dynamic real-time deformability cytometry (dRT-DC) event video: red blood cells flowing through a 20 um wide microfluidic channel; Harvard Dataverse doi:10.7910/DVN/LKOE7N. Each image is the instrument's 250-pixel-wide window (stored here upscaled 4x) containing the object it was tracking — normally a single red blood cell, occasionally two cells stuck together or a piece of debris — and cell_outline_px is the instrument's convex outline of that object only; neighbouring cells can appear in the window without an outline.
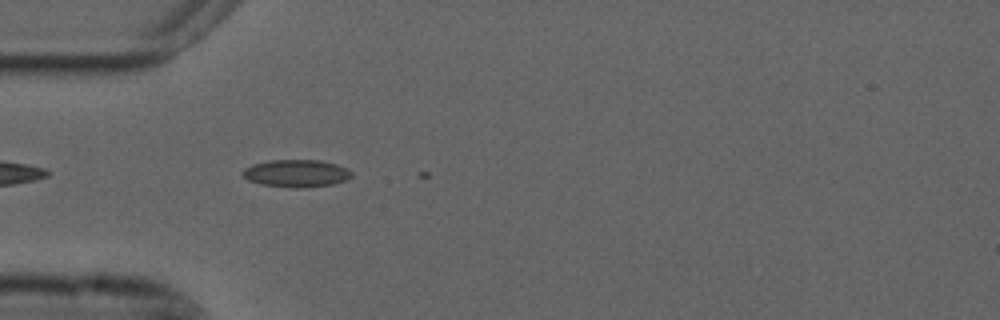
{"species": "common noctule bat (a hibernating species)", "species_latin": "Nyctalus noctula", "temperature_condition": "cold", "stored_images_in_passage": 7, "camera_frame_rate_fps": 3000, "um_per_image_px": 0.085, "animal": {"sex": "male", "forearm_length_mm": 52.5}, "frame": {"image": 1, "passage_image": 3, "time_ms": 0.667, "image_size_px": [1000, 320], "cell_outline_px": [[352, 176], [344, 180], [332, 184], [308, 188], [292, 188], [260, 184], [248, 180], [240, 172], [244, 168], [252, 164], [268, 160], [320, 160], [336, 164], [348, 168], [352, 172]], "centroid_in_image_um": [25.17, 14.73], "position_along_channel_um": 59.8, "area_um2": 17.63}}
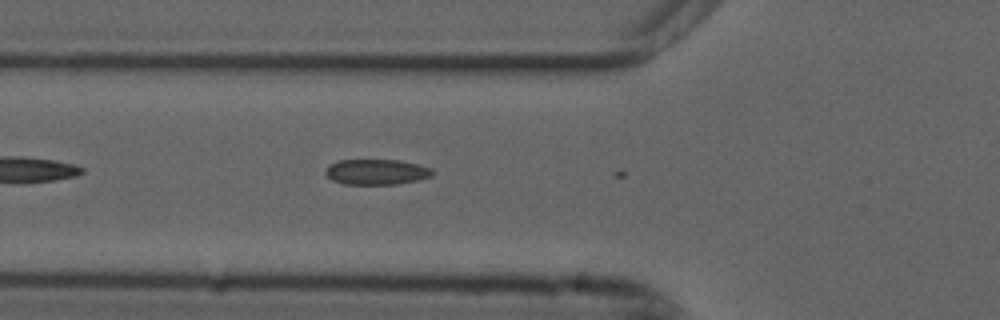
{"frame": {"image": 2, "passage_image": 6, "time_ms": 1.667, "image_size_px": [1000, 320], "cell_outline_px": [[432, 176], [420, 180], [396, 184], [344, 184], [332, 180], [324, 172], [328, 164], [336, 160], [400, 160], [432, 168]], "centroid_in_image_um": [31.98, 14.61], "position_along_channel_um": 93.8, "area_um2": 15.95}}